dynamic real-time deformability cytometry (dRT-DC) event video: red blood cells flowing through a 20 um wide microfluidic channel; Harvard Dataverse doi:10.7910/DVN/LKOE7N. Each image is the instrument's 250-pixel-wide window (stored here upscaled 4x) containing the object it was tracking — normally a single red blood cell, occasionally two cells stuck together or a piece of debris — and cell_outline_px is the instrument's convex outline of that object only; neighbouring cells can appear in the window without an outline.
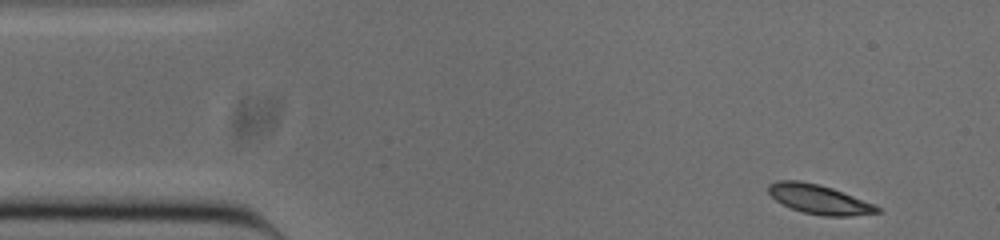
{"species": "common noctule bat (a hibernating species)", "species_latin": "Nyctalus noctula", "temperature_condition": "cold", "stored_images_in_passage": 50, "camera_frame_rate_fps": 3000, "um_per_image_px": 0.085, "animal": {"sex": "male", "body_mass_g": 20.0, "forearm_length_mm": 53.3}, "frame": {"image": 1, "passage_image": 1, "time_ms": 0.0, "image_size_px": [1000, 240], "cell_outline_px": [[880, 212], [852, 216], [824, 216], [804, 212], [792, 208], [776, 200], [768, 192], [768, 184], [776, 180], [800, 180], [832, 188], [876, 204], [880, 208]], "centroid_in_image_um": [69.64, 16.93], "position_along_channel_um": 15.4, "area_um2": 18.5}}
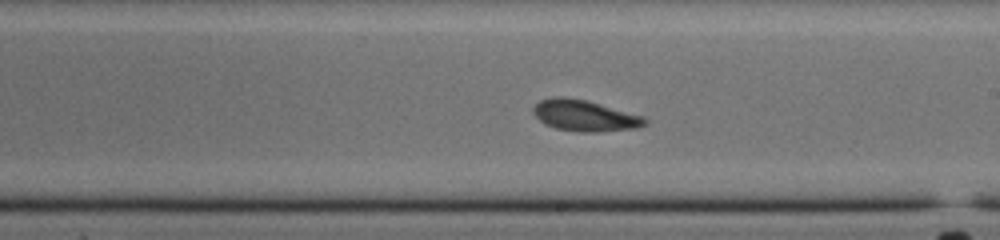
{"frame": {"image": 2, "passage_image": 26, "time_ms": 8.333, "image_size_px": [1000, 240], "cell_outline_px": [[648, 124], [636, 128], [596, 132], [580, 132], [556, 128], [544, 124], [532, 112], [532, 108], [540, 100], [556, 96], [564, 96], [588, 100], [644, 116], [648, 120]], "centroid_in_image_um": [49.71, 9.82], "position_along_channel_um": 239.3, "area_um2": 20.46}}
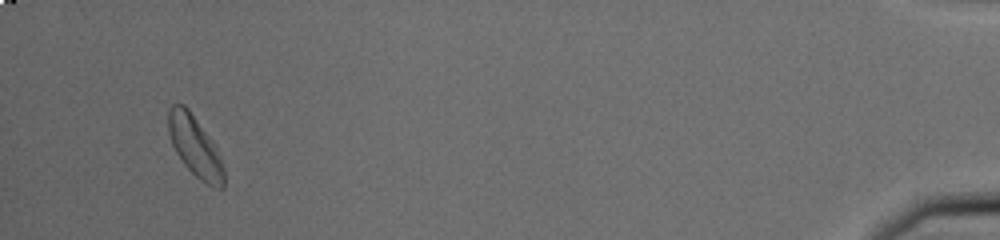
{"frame": {"image": 3, "passage_image": 47, "time_ms": 15.333, "image_size_px": [1000, 240], "cell_outline_px": [[224, 188], [216, 188], [200, 180], [184, 164], [176, 152], [172, 144], [168, 132], [168, 108], [172, 104], [184, 104], [188, 108], [208, 136], [224, 168]], "centroid_in_image_um": [16.53, 12.43], "position_along_channel_um": 418.7, "area_um2": 19.07}, "authors_computed_cell_mechanics": {"area_um2": 19.3052, "velocity_mm_per_s": 3.8019, "shape_relaxation_time_tau1_ms": 3.8619, "shape_relaxation_time_tau2_ms": 3.3271, "deformation_change_tau1": 0.1149, "deformation_change_tau2": 0.0814}}